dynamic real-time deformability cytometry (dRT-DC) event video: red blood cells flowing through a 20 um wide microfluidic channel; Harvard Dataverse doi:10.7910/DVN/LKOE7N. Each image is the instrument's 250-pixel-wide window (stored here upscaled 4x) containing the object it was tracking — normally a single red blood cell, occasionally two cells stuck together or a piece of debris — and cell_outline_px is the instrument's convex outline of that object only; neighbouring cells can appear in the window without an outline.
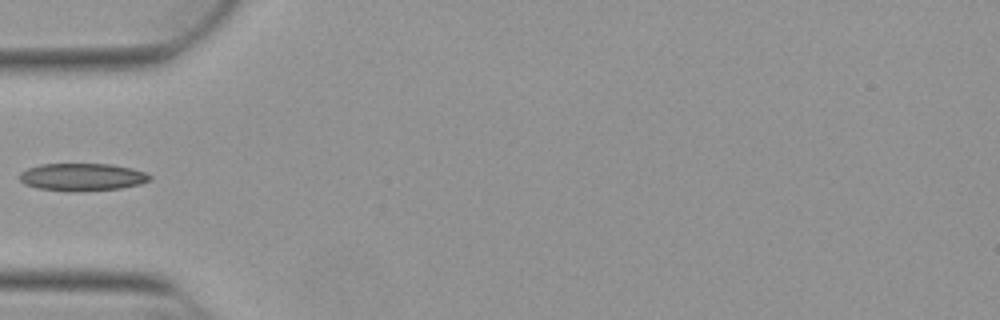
{"species": "Egyptian fruit bat (a non-hibernating species)", "species_latin": "Rousettus aegyptiacus", "temperature_condition": "warm", "stored_images_in_passage": 36, "camera_frame_rate_fps": 3000, "um_per_image_px": 0.085, "animal": {"sex": "female"}, "frame": {"image": 1, "passage_image": 1, "time_ms": 0.0, "image_size_px": [1000, 320], "cell_outline_px": [[152, 180], [140, 184], [120, 188], [72, 192], [68, 192], [36, 188], [24, 184], [20, 180], [20, 172], [28, 168], [40, 164], [112, 164], [132, 168], [144, 172], [152, 176]], "centroid_in_image_um": [6.98, 15.05], "position_along_channel_um": 78.0, "area_um2": 21.1}}
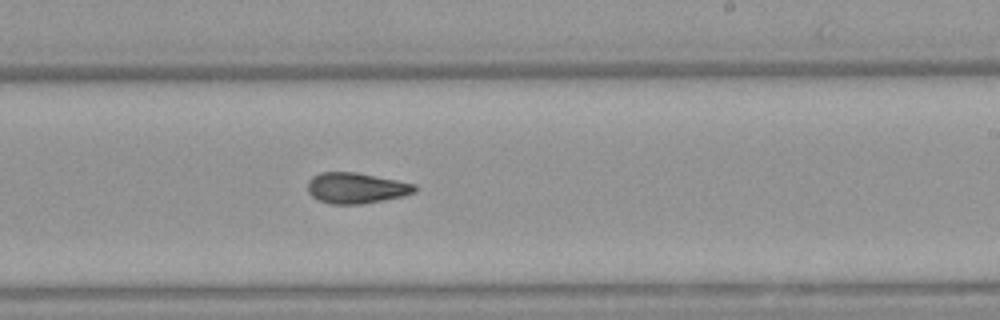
{"frame": {"image": 2, "passage_image": 15, "time_ms": 4.667, "image_size_px": [1000, 320], "cell_outline_px": [[416, 192], [400, 196], [360, 204], [328, 204], [316, 200], [308, 192], [308, 180], [312, 176], [320, 172], [356, 172], [416, 184]], "centroid_in_image_um": [30.21, 15.98], "position_along_channel_um": 258.8, "area_um2": 19.13}}
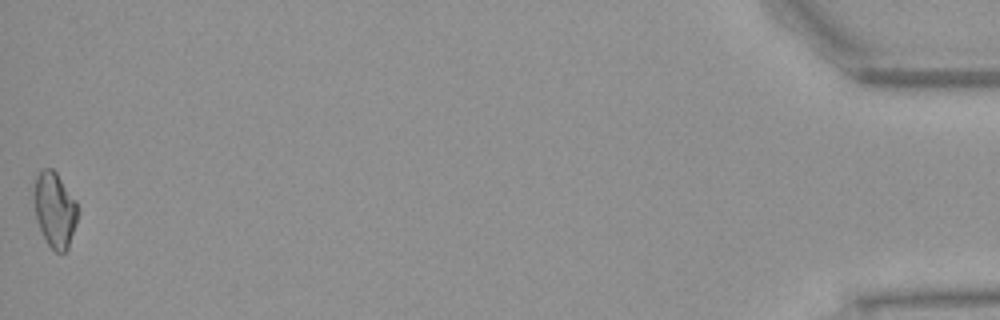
{"frame": {"image": 3, "passage_image": 36, "time_ms": 11.667, "image_size_px": [1000, 320], "cell_outline_px": [[76, 224], [68, 248], [64, 252], [56, 252], [48, 244], [36, 220], [32, 196], [32, 192], [36, 176], [44, 168], [52, 168], [56, 172], [76, 200]], "centroid_in_image_um": [4.62, 17.8], "position_along_channel_um": 430.6, "area_um2": 19.13}}